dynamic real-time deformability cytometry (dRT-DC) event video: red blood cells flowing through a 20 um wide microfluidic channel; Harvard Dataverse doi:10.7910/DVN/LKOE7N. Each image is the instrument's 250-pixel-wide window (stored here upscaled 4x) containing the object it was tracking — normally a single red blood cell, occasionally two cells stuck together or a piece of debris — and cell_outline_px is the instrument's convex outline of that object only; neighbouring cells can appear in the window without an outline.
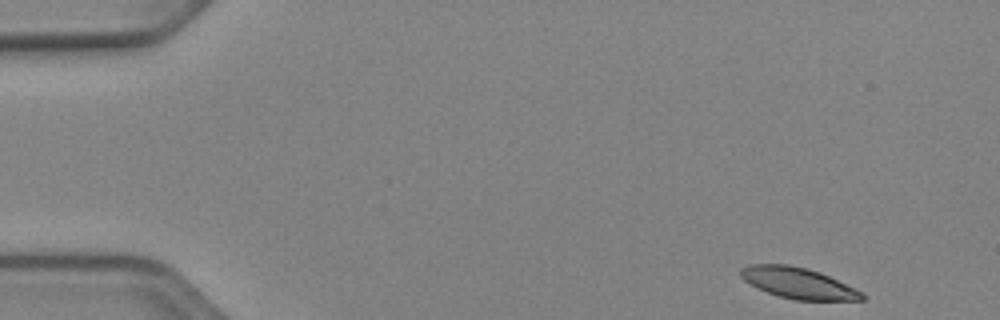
{"species": "Egyptian fruit bat (a non-hibernating species)", "species_latin": "Rousettus aegyptiacus", "temperature_condition": "cold", "stored_images_in_passage": 11, "camera_frame_rate_fps": 3000, "um_per_image_px": 0.085, "animal": {"sex": "female"}, "frame": {"image": 1, "passage_image": 1, "time_ms": 0.0, "image_size_px": [1000, 320], "cell_outline_px": [[864, 300], [796, 300], [780, 296], [756, 288], [744, 280], [740, 276], [740, 268], [748, 264], [788, 264], [808, 268], [820, 272], [856, 288], [864, 296]], "centroid_in_image_um": [67.82, 24.04], "position_along_channel_um": 17.2, "area_um2": 21.91}}